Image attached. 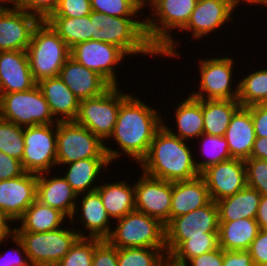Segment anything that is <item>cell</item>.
Listing matches in <instances>:
<instances>
[{"mask_svg": "<svg viewBox=\"0 0 267 266\" xmlns=\"http://www.w3.org/2000/svg\"><path fill=\"white\" fill-rule=\"evenodd\" d=\"M198 139L197 141L201 142L199 143L201 148L198 150L200 151L199 154H201L202 156L197 155L198 153H196L195 158H199L200 156L201 159H195V163L200 174L206 168L220 163L221 161H225L232 158L230 155L228 143L224 136L203 133L199 136Z\"/></svg>", "mask_w": 267, "mask_h": 266, "instance_id": "d590c367", "label": "cell"}, {"mask_svg": "<svg viewBox=\"0 0 267 266\" xmlns=\"http://www.w3.org/2000/svg\"><path fill=\"white\" fill-rule=\"evenodd\" d=\"M9 241L16 246L14 245L15 248L12 247L10 250L8 248L5 253L0 252V266H31L24 245L15 233Z\"/></svg>", "mask_w": 267, "mask_h": 266, "instance_id": "f6af8a7d", "label": "cell"}, {"mask_svg": "<svg viewBox=\"0 0 267 266\" xmlns=\"http://www.w3.org/2000/svg\"><path fill=\"white\" fill-rule=\"evenodd\" d=\"M90 3L92 11L113 17H144L145 15L132 0H90Z\"/></svg>", "mask_w": 267, "mask_h": 266, "instance_id": "60d3db41", "label": "cell"}, {"mask_svg": "<svg viewBox=\"0 0 267 266\" xmlns=\"http://www.w3.org/2000/svg\"><path fill=\"white\" fill-rule=\"evenodd\" d=\"M224 250L217 249L189 259L183 266H223Z\"/></svg>", "mask_w": 267, "mask_h": 266, "instance_id": "f907efd6", "label": "cell"}, {"mask_svg": "<svg viewBox=\"0 0 267 266\" xmlns=\"http://www.w3.org/2000/svg\"><path fill=\"white\" fill-rule=\"evenodd\" d=\"M27 57L33 79L38 83L59 76L70 57V48L47 21H40L33 30Z\"/></svg>", "mask_w": 267, "mask_h": 266, "instance_id": "5b68a950", "label": "cell"}, {"mask_svg": "<svg viewBox=\"0 0 267 266\" xmlns=\"http://www.w3.org/2000/svg\"><path fill=\"white\" fill-rule=\"evenodd\" d=\"M224 137L232 158H250L256 134L249 107L240 106L235 111Z\"/></svg>", "mask_w": 267, "mask_h": 266, "instance_id": "83f0119b", "label": "cell"}, {"mask_svg": "<svg viewBox=\"0 0 267 266\" xmlns=\"http://www.w3.org/2000/svg\"><path fill=\"white\" fill-rule=\"evenodd\" d=\"M51 174V175H50ZM78 195L59 174L51 172L37 175V200L42 204L56 208L69 219L72 217Z\"/></svg>", "mask_w": 267, "mask_h": 266, "instance_id": "603a6c76", "label": "cell"}, {"mask_svg": "<svg viewBox=\"0 0 267 266\" xmlns=\"http://www.w3.org/2000/svg\"><path fill=\"white\" fill-rule=\"evenodd\" d=\"M40 87L50 111L57 121H74L79 111L80 100L59 76L40 80Z\"/></svg>", "mask_w": 267, "mask_h": 266, "instance_id": "d4e9b609", "label": "cell"}, {"mask_svg": "<svg viewBox=\"0 0 267 266\" xmlns=\"http://www.w3.org/2000/svg\"><path fill=\"white\" fill-rule=\"evenodd\" d=\"M92 266H118V248L102 239L94 249Z\"/></svg>", "mask_w": 267, "mask_h": 266, "instance_id": "bcb514c9", "label": "cell"}, {"mask_svg": "<svg viewBox=\"0 0 267 266\" xmlns=\"http://www.w3.org/2000/svg\"><path fill=\"white\" fill-rule=\"evenodd\" d=\"M118 266H168L166 248H118Z\"/></svg>", "mask_w": 267, "mask_h": 266, "instance_id": "74e56055", "label": "cell"}, {"mask_svg": "<svg viewBox=\"0 0 267 266\" xmlns=\"http://www.w3.org/2000/svg\"><path fill=\"white\" fill-rule=\"evenodd\" d=\"M254 266H267V229H260L248 249Z\"/></svg>", "mask_w": 267, "mask_h": 266, "instance_id": "7dc6e473", "label": "cell"}, {"mask_svg": "<svg viewBox=\"0 0 267 266\" xmlns=\"http://www.w3.org/2000/svg\"><path fill=\"white\" fill-rule=\"evenodd\" d=\"M197 1L156 0L149 8V15H144L147 39L160 58L181 59L182 54L178 52V46H181L182 41L180 39L178 42L171 34L175 33L174 30L180 32L187 25Z\"/></svg>", "mask_w": 267, "mask_h": 266, "instance_id": "3957f363", "label": "cell"}, {"mask_svg": "<svg viewBox=\"0 0 267 266\" xmlns=\"http://www.w3.org/2000/svg\"><path fill=\"white\" fill-rule=\"evenodd\" d=\"M255 219L260 229H267V195L261 196Z\"/></svg>", "mask_w": 267, "mask_h": 266, "instance_id": "11a10c76", "label": "cell"}, {"mask_svg": "<svg viewBox=\"0 0 267 266\" xmlns=\"http://www.w3.org/2000/svg\"><path fill=\"white\" fill-rule=\"evenodd\" d=\"M244 161L247 186L256 189L261 195H267V160L247 158Z\"/></svg>", "mask_w": 267, "mask_h": 266, "instance_id": "b9f144b4", "label": "cell"}, {"mask_svg": "<svg viewBox=\"0 0 267 266\" xmlns=\"http://www.w3.org/2000/svg\"><path fill=\"white\" fill-rule=\"evenodd\" d=\"M250 158L267 160V137H256Z\"/></svg>", "mask_w": 267, "mask_h": 266, "instance_id": "db71d44e", "label": "cell"}, {"mask_svg": "<svg viewBox=\"0 0 267 266\" xmlns=\"http://www.w3.org/2000/svg\"><path fill=\"white\" fill-rule=\"evenodd\" d=\"M137 97L130 94L120 104L113 133L108 139V142L113 140L119 149L105 142V152L111 164L123 156L138 165L146 156L155 133L162 126L163 114Z\"/></svg>", "mask_w": 267, "mask_h": 266, "instance_id": "6da1fadb", "label": "cell"}, {"mask_svg": "<svg viewBox=\"0 0 267 266\" xmlns=\"http://www.w3.org/2000/svg\"><path fill=\"white\" fill-rule=\"evenodd\" d=\"M210 201L207 185L201 176L188 181L172 182L170 220L201 208Z\"/></svg>", "mask_w": 267, "mask_h": 266, "instance_id": "4316f807", "label": "cell"}, {"mask_svg": "<svg viewBox=\"0 0 267 266\" xmlns=\"http://www.w3.org/2000/svg\"><path fill=\"white\" fill-rule=\"evenodd\" d=\"M64 228L47 232L14 231L24 245L31 266H56L79 238L70 221ZM71 224V228H70Z\"/></svg>", "mask_w": 267, "mask_h": 266, "instance_id": "ba28073f", "label": "cell"}, {"mask_svg": "<svg viewBox=\"0 0 267 266\" xmlns=\"http://www.w3.org/2000/svg\"><path fill=\"white\" fill-rule=\"evenodd\" d=\"M182 100V102H181ZM174 109L175 126L174 130L171 129L175 126H168L167 120L162 117V125L173 135H176L180 139L191 142L195 139L197 140L201 134L204 133V123H203V99H196L190 95L186 98L181 99ZM166 122H165V121ZM177 132V133H176ZM192 140V141H190Z\"/></svg>", "mask_w": 267, "mask_h": 266, "instance_id": "cb8c5ba5", "label": "cell"}, {"mask_svg": "<svg viewBox=\"0 0 267 266\" xmlns=\"http://www.w3.org/2000/svg\"><path fill=\"white\" fill-rule=\"evenodd\" d=\"M70 219L60 210L44 205L37 199L15 222L14 231L47 232L64 227ZM20 223V226H19Z\"/></svg>", "mask_w": 267, "mask_h": 266, "instance_id": "f546056e", "label": "cell"}, {"mask_svg": "<svg viewBox=\"0 0 267 266\" xmlns=\"http://www.w3.org/2000/svg\"><path fill=\"white\" fill-rule=\"evenodd\" d=\"M223 266H254V263L248 250H224Z\"/></svg>", "mask_w": 267, "mask_h": 266, "instance_id": "816d5d0a", "label": "cell"}, {"mask_svg": "<svg viewBox=\"0 0 267 266\" xmlns=\"http://www.w3.org/2000/svg\"><path fill=\"white\" fill-rule=\"evenodd\" d=\"M97 187L96 191L100 194L103 206L106 208L107 214L114 219V222L126 214L135 210V189L134 181L127 183V180L113 181L112 183L105 181Z\"/></svg>", "mask_w": 267, "mask_h": 266, "instance_id": "f1b7e54d", "label": "cell"}, {"mask_svg": "<svg viewBox=\"0 0 267 266\" xmlns=\"http://www.w3.org/2000/svg\"><path fill=\"white\" fill-rule=\"evenodd\" d=\"M232 56L234 57V55H231V57L227 55L225 57L223 55L215 57L213 54L212 58H206V56H204L205 58H199V88L196 87L198 91L192 90L189 95L196 99H237L239 80L234 79L238 76H236L237 74L234 71L236 62ZM233 82L237 83L234 84Z\"/></svg>", "mask_w": 267, "mask_h": 266, "instance_id": "52a82bcc", "label": "cell"}, {"mask_svg": "<svg viewBox=\"0 0 267 266\" xmlns=\"http://www.w3.org/2000/svg\"><path fill=\"white\" fill-rule=\"evenodd\" d=\"M18 3L19 0H0V8H14Z\"/></svg>", "mask_w": 267, "mask_h": 266, "instance_id": "680465c9", "label": "cell"}, {"mask_svg": "<svg viewBox=\"0 0 267 266\" xmlns=\"http://www.w3.org/2000/svg\"><path fill=\"white\" fill-rule=\"evenodd\" d=\"M200 176L205 180L214 202L234 195L247 186L245 161L231 158L206 168Z\"/></svg>", "mask_w": 267, "mask_h": 266, "instance_id": "2e32d148", "label": "cell"}, {"mask_svg": "<svg viewBox=\"0 0 267 266\" xmlns=\"http://www.w3.org/2000/svg\"><path fill=\"white\" fill-rule=\"evenodd\" d=\"M25 173L20 160L0 151V181L9 180Z\"/></svg>", "mask_w": 267, "mask_h": 266, "instance_id": "c3c4849f", "label": "cell"}, {"mask_svg": "<svg viewBox=\"0 0 267 266\" xmlns=\"http://www.w3.org/2000/svg\"><path fill=\"white\" fill-rule=\"evenodd\" d=\"M37 199V174H24L0 181V211L15 222Z\"/></svg>", "mask_w": 267, "mask_h": 266, "instance_id": "d6986e66", "label": "cell"}, {"mask_svg": "<svg viewBox=\"0 0 267 266\" xmlns=\"http://www.w3.org/2000/svg\"><path fill=\"white\" fill-rule=\"evenodd\" d=\"M240 106L237 99H203L204 133L224 136L231 117Z\"/></svg>", "mask_w": 267, "mask_h": 266, "instance_id": "d6a6232c", "label": "cell"}, {"mask_svg": "<svg viewBox=\"0 0 267 266\" xmlns=\"http://www.w3.org/2000/svg\"><path fill=\"white\" fill-rule=\"evenodd\" d=\"M101 240L79 237L56 266H92L94 249Z\"/></svg>", "mask_w": 267, "mask_h": 266, "instance_id": "ab89813d", "label": "cell"}, {"mask_svg": "<svg viewBox=\"0 0 267 266\" xmlns=\"http://www.w3.org/2000/svg\"><path fill=\"white\" fill-rule=\"evenodd\" d=\"M116 222L106 238L111 245L117 248H166L165 225L159 219L134 210Z\"/></svg>", "mask_w": 267, "mask_h": 266, "instance_id": "8992f818", "label": "cell"}, {"mask_svg": "<svg viewBox=\"0 0 267 266\" xmlns=\"http://www.w3.org/2000/svg\"><path fill=\"white\" fill-rule=\"evenodd\" d=\"M218 247V236L190 237L168 256V266H183L189 259L211 252Z\"/></svg>", "mask_w": 267, "mask_h": 266, "instance_id": "8d00e7d4", "label": "cell"}, {"mask_svg": "<svg viewBox=\"0 0 267 266\" xmlns=\"http://www.w3.org/2000/svg\"><path fill=\"white\" fill-rule=\"evenodd\" d=\"M90 0H59L50 17H82L91 13Z\"/></svg>", "mask_w": 267, "mask_h": 266, "instance_id": "ee69618b", "label": "cell"}, {"mask_svg": "<svg viewBox=\"0 0 267 266\" xmlns=\"http://www.w3.org/2000/svg\"><path fill=\"white\" fill-rule=\"evenodd\" d=\"M76 203L78 204H76L74 213L69 221L73 225L78 221V223L80 222L79 225L84 226L83 229L86 230L85 232L80 227L75 229L79 237L106 239L111 233V226L114 225L112 223L114 221H111V218L107 214L100 194L97 191L80 194Z\"/></svg>", "mask_w": 267, "mask_h": 266, "instance_id": "e0dca14e", "label": "cell"}, {"mask_svg": "<svg viewBox=\"0 0 267 266\" xmlns=\"http://www.w3.org/2000/svg\"><path fill=\"white\" fill-rule=\"evenodd\" d=\"M132 1L143 12L146 7H147V9H145V10H148V7L150 8L155 3L156 0H132Z\"/></svg>", "mask_w": 267, "mask_h": 266, "instance_id": "6f0895ef", "label": "cell"}, {"mask_svg": "<svg viewBox=\"0 0 267 266\" xmlns=\"http://www.w3.org/2000/svg\"><path fill=\"white\" fill-rule=\"evenodd\" d=\"M234 11L230 0H198L187 25L180 32H191L192 39L200 41L201 37L207 38L233 22Z\"/></svg>", "mask_w": 267, "mask_h": 266, "instance_id": "ac0fdd59", "label": "cell"}, {"mask_svg": "<svg viewBox=\"0 0 267 266\" xmlns=\"http://www.w3.org/2000/svg\"><path fill=\"white\" fill-rule=\"evenodd\" d=\"M70 57L101 75L111 86L121 85L117 79L116 68L117 65L119 67L120 64L123 65L127 55L119 47L102 41L89 40L70 48Z\"/></svg>", "mask_w": 267, "mask_h": 266, "instance_id": "5bb4252c", "label": "cell"}, {"mask_svg": "<svg viewBox=\"0 0 267 266\" xmlns=\"http://www.w3.org/2000/svg\"><path fill=\"white\" fill-rule=\"evenodd\" d=\"M139 176L134 181L135 210L166 225L170 221L172 182L150 177L143 172Z\"/></svg>", "mask_w": 267, "mask_h": 266, "instance_id": "9a60e30c", "label": "cell"}, {"mask_svg": "<svg viewBox=\"0 0 267 266\" xmlns=\"http://www.w3.org/2000/svg\"><path fill=\"white\" fill-rule=\"evenodd\" d=\"M170 133L163 125L157 130L146 156L140 161V172L169 182L188 181L200 176L195 163V148ZM193 148V149H192Z\"/></svg>", "mask_w": 267, "mask_h": 266, "instance_id": "7a4b0ae2", "label": "cell"}, {"mask_svg": "<svg viewBox=\"0 0 267 266\" xmlns=\"http://www.w3.org/2000/svg\"><path fill=\"white\" fill-rule=\"evenodd\" d=\"M0 118L22 127L55 124L40 87L0 96Z\"/></svg>", "mask_w": 267, "mask_h": 266, "instance_id": "30bf717a", "label": "cell"}, {"mask_svg": "<svg viewBox=\"0 0 267 266\" xmlns=\"http://www.w3.org/2000/svg\"><path fill=\"white\" fill-rule=\"evenodd\" d=\"M59 77L80 101L99 96L111 87L101 75L71 57L64 63Z\"/></svg>", "mask_w": 267, "mask_h": 266, "instance_id": "7402d4cb", "label": "cell"}, {"mask_svg": "<svg viewBox=\"0 0 267 266\" xmlns=\"http://www.w3.org/2000/svg\"><path fill=\"white\" fill-rule=\"evenodd\" d=\"M256 137H267V104L249 106Z\"/></svg>", "mask_w": 267, "mask_h": 266, "instance_id": "681fc988", "label": "cell"}, {"mask_svg": "<svg viewBox=\"0 0 267 266\" xmlns=\"http://www.w3.org/2000/svg\"><path fill=\"white\" fill-rule=\"evenodd\" d=\"M37 85L33 79L27 51H0V96L28 91Z\"/></svg>", "mask_w": 267, "mask_h": 266, "instance_id": "44dd1931", "label": "cell"}, {"mask_svg": "<svg viewBox=\"0 0 267 266\" xmlns=\"http://www.w3.org/2000/svg\"><path fill=\"white\" fill-rule=\"evenodd\" d=\"M261 194L246 186L232 196L216 201L219 221L256 218Z\"/></svg>", "mask_w": 267, "mask_h": 266, "instance_id": "1f68e13d", "label": "cell"}, {"mask_svg": "<svg viewBox=\"0 0 267 266\" xmlns=\"http://www.w3.org/2000/svg\"><path fill=\"white\" fill-rule=\"evenodd\" d=\"M244 2V4H249V5H251L252 6V4L254 5V4H256V5H258V7H259V5L261 6L262 5V7L263 8H267V0H230V3H231V6L233 7V9L234 10H237L236 8H238V6H240V4L242 5V3Z\"/></svg>", "mask_w": 267, "mask_h": 266, "instance_id": "9f6ffc18", "label": "cell"}, {"mask_svg": "<svg viewBox=\"0 0 267 266\" xmlns=\"http://www.w3.org/2000/svg\"><path fill=\"white\" fill-rule=\"evenodd\" d=\"M219 216L216 202L171 219L165 225L167 257L190 237L218 236Z\"/></svg>", "mask_w": 267, "mask_h": 266, "instance_id": "7c38bea8", "label": "cell"}, {"mask_svg": "<svg viewBox=\"0 0 267 266\" xmlns=\"http://www.w3.org/2000/svg\"><path fill=\"white\" fill-rule=\"evenodd\" d=\"M129 95L121 87L111 86L99 96L81 100L74 121L89 129L105 143L113 133L120 104Z\"/></svg>", "mask_w": 267, "mask_h": 266, "instance_id": "9c48e42d", "label": "cell"}, {"mask_svg": "<svg viewBox=\"0 0 267 266\" xmlns=\"http://www.w3.org/2000/svg\"><path fill=\"white\" fill-rule=\"evenodd\" d=\"M58 4L59 0H19L16 7L35 15L40 21H46Z\"/></svg>", "mask_w": 267, "mask_h": 266, "instance_id": "7bdbcfd3", "label": "cell"}, {"mask_svg": "<svg viewBox=\"0 0 267 266\" xmlns=\"http://www.w3.org/2000/svg\"><path fill=\"white\" fill-rule=\"evenodd\" d=\"M46 21L69 48L91 40L90 14L82 17H49Z\"/></svg>", "mask_w": 267, "mask_h": 266, "instance_id": "836d02e7", "label": "cell"}, {"mask_svg": "<svg viewBox=\"0 0 267 266\" xmlns=\"http://www.w3.org/2000/svg\"><path fill=\"white\" fill-rule=\"evenodd\" d=\"M12 224L13 221L0 211V245L8 242L9 238L14 234Z\"/></svg>", "mask_w": 267, "mask_h": 266, "instance_id": "f5cc1de1", "label": "cell"}, {"mask_svg": "<svg viewBox=\"0 0 267 266\" xmlns=\"http://www.w3.org/2000/svg\"><path fill=\"white\" fill-rule=\"evenodd\" d=\"M24 149V127L0 118V151L22 161Z\"/></svg>", "mask_w": 267, "mask_h": 266, "instance_id": "f35d334b", "label": "cell"}, {"mask_svg": "<svg viewBox=\"0 0 267 266\" xmlns=\"http://www.w3.org/2000/svg\"><path fill=\"white\" fill-rule=\"evenodd\" d=\"M91 40L119 47L128 58L131 56H159L145 33L144 17H113L91 11Z\"/></svg>", "mask_w": 267, "mask_h": 266, "instance_id": "277c9868", "label": "cell"}, {"mask_svg": "<svg viewBox=\"0 0 267 266\" xmlns=\"http://www.w3.org/2000/svg\"><path fill=\"white\" fill-rule=\"evenodd\" d=\"M109 166H111V164L108 158L82 159L62 165V168L64 167L66 171L62 173V177L77 195L89 193L96 191L99 186V184L97 185L96 183L98 181L97 179L104 180V177L100 178L99 175L107 171Z\"/></svg>", "mask_w": 267, "mask_h": 266, "instance_id": "484cf974", "label": "cell"}, {"mask_svg": "<svg viewBox=\"0 0 267 266\" xmlns=\"http://www.w3.org/2000/svg\"><path fill=\"white\" fill-rule=\"evenodd\" d=\"M40 20L20 8H0V51H27Z\"/></svg>", "mask_w": 267, "mask_h": 266, "instance_id": "ffe728a7", "label": "cell"}, {"mask_svg": "<svg viewBox=\"0 0 267 266\" xmlns=\"http://www.w3.org/2000/svg\"><path fill=\"white\" fill-rule=\"evenodd\" d=\"M24 143L21 163L25 172L38 175L55 169L57 123L24 127Z\"/></svg>", "mask_w": 267, "mask_h": 266, "instance_id": "4fadbf2b", "label": "cell"}, {"mask_svg": "<svg viewBox=\"0 0 267 266\" xmlns=\"http://www.w3.org/2000/svg\"><path fill=\"white\" fill-rule=\"evenodd\" d=\"M239 79L238 98L240 105L249 107L256 104H267V68L247 72Z\"/></svg>", "mask_w": 267, "mask_h": 266, "instance_id": "e575fe53", "label": "cell"}, {"mask_svg": "<svg viewBox=\"0 0 267 266\" xmlns=\"http://www.w3.org/2000/svg\"><path fill=\"white\" fill-rule=\"evenodd\" d=\"M259 230L255 218L219 221L218 245L225 251L248 250Z\"/></svg>", "mask_w": 267, "mask_h": 266, "instance_id": "4dcf8cb0", "label": "cell"}, {"mask_svg": "<svg viewBox=\"0 0 267 266\" xmlns=\"http://www.w3.org/2000/svg\"><path fill=\"white\" fill-rule=\"evenodd\" d=\"M87 158H108L105 143L75 121H58L56 167Z\"/></svg>", "mask_w": 267, "mask_h": 266, "instance_id": "8fae6325", "label": "cell"}]
</instances>
